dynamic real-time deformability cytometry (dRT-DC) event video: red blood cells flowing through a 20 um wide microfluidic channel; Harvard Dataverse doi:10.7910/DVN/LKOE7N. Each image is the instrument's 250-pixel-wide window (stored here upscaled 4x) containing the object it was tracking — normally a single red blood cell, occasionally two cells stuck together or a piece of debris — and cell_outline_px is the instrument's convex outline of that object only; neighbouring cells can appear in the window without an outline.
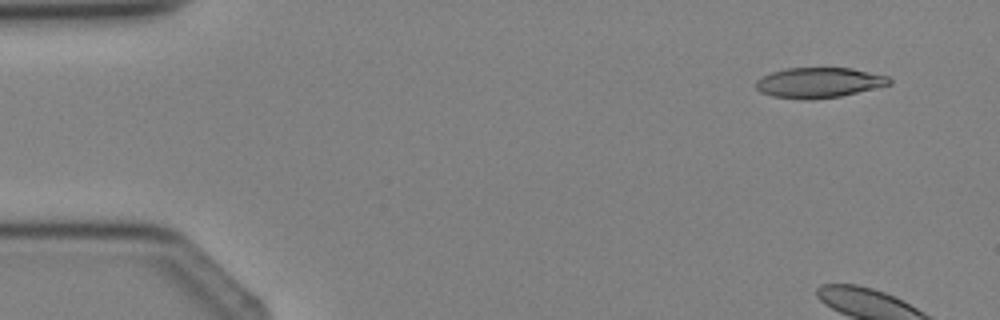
{"species": "Egyptian fruit bat (a non-hibernating species)", "species_latin": "Rousettus aegyptiacus", "temperature_condition": "cold", "stored_images_in_passage": 4, "camera_frame_rate_fps": 3000, "um_per_image_px": 0.085, "animal": {"sex": "female"}, "frame": {"image": 1, "passage_image": 1, "time_ms": 0.0, "image_size_px": [1000, 320], "cell_outline_px": [[892, 84], [840, 96], [808, 100], [804, 100], [772, 96], [760, 92], [756, 88], [756, 80], [772, 72], [784, 68], [852, 68], [888, 76], [892, 80]], "centroid_in_image_um": [69.61, 7.02], "position_along_channel_um": 15.4, "area_um2": 23.52}}